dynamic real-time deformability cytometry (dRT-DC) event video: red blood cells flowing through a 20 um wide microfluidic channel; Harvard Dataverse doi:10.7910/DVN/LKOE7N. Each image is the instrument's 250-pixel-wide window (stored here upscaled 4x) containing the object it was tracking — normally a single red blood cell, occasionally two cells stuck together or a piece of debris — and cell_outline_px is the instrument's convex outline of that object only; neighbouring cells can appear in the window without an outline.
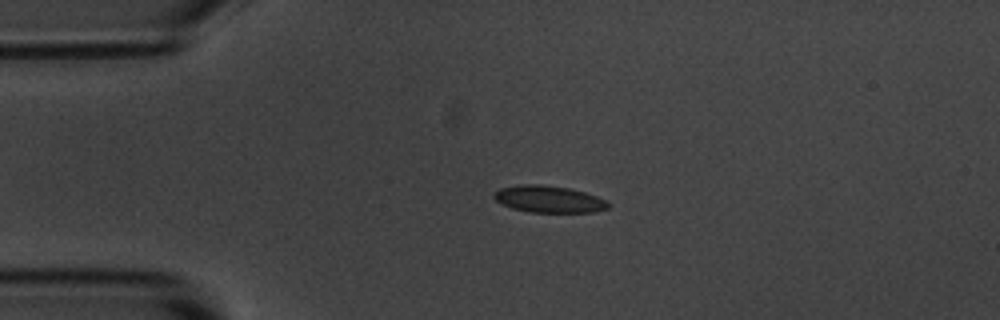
{"species": "common noctule bat (a hibernating species)", "species_latin": "Nyctalus noctula", "temperature_condition": "room temperature", "stored_images_in_passage": 3, "camera_frame_rate_fps": 3000, "um_per_image_px": 0.085, "animal": {"sex": "male", "body_mass_g": 20.1, "forearm_length_mm": 53.5}, "frame": {"image": 1, "passage_image": 3, "time_ms": 2.0, "image_size_px": [1000, 320], "cell_outline_px": [[612, 204], [608, 208], [592, 212], [528, 212], [512, 208], [496, 200], [492, 196], [500, 188], [520, 184], [540, 184], [572, 188], [596, 196]], "centroid_in_image_um": [46.66, 16.92], "position_along_channel_um": 38.3, "area_um2": 17.86}}